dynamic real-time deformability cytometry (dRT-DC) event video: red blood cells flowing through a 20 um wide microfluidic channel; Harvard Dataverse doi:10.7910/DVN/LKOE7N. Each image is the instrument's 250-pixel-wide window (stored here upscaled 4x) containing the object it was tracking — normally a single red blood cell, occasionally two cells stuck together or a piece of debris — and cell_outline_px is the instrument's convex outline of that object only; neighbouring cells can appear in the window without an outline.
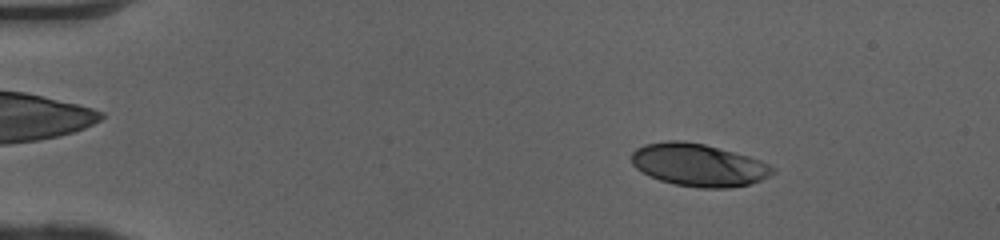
{"species": "human", "species_latin": "Homo sapiens", "temperature_condition": "cold", "stored_images_in_passage": 49, "camera_frame_rate_fps": 3000, "um_per_image_px": 0.085, "donor": {"sex": "female"}, "frame": {"image": 1, "passage_image": 7, "time_ms": 2.0, "image_size_px": [1000, 240], "cell_outline_px": [[776, 172], [760, 180], [748, 184], [728, 188], [700, 188], [676, 184], [660, 180], [636, 168], [632, 164], [632, 152], [636, 148], [644, 144], [668, 140], [680, 140], [704, 144], [748, 156], [760, 160], [776, 168]], "centroid_in_image_um": [59.38, 14.01], "position_along_channel_um": 25.6, "area_um2": 34.8}}
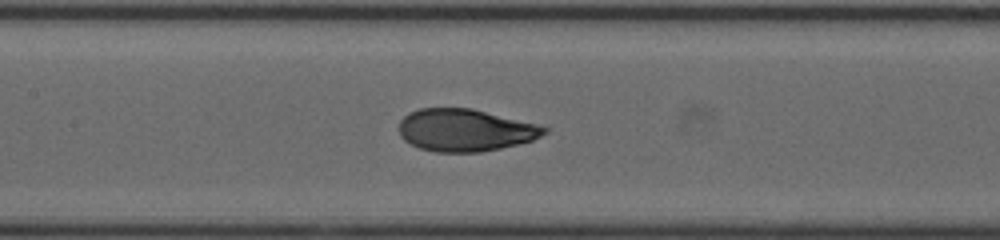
{"frame": {"image": 2, "passage_image": 24, "time_ms": 7.667, "image_size_px": [1000, 240], "cell_outline_px": [[548, 132], [532, 140], [500, 148], [480, 152], [436, 152], [420, 148], [404, 140], [400, 136], [400, 120], [408, 112], [420, 108], [472, 108], [536, 124], [548, 128]], "centroid_in_image_um": [39.51, 11.06], "position_along_channel_um": 167.9, "area_um2": 35.6}}
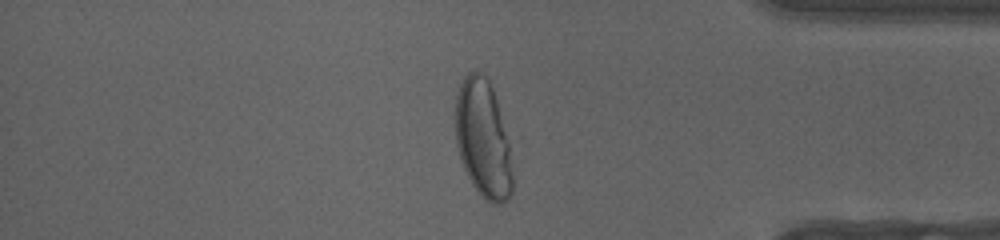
{"frame": {"image": 3, "passage_image": 42, "time_ms": 13.667, "image_size_px": [1000, 240], "cell_outline_px": [[512, 192], [508, 200], [504, 204], [492, 204], [484, 200], [472, 184], [464, 168], [456, 144], [456, 96], [460, 84], [464, 76], [468, 72], [480, 72], [488, 80], [492, 88], [496, 100], [508, 144], [512, 176]], "centroid_in_image_um": [41.04, 11.86], "position_along_channel_um": 394.2, "area_um2": 38.67}, "authors_computed_cell_mechanics": {"area_um2": 36.3562, "velocity_mm_per_s": 4.0885, "shape_relaxation_time_tau1_ms": 4.1912, "shape_relaxation_time_tau2_ms": null, "deformation_change_tau1": 0.2146, "deformation_change_tau2": null}}